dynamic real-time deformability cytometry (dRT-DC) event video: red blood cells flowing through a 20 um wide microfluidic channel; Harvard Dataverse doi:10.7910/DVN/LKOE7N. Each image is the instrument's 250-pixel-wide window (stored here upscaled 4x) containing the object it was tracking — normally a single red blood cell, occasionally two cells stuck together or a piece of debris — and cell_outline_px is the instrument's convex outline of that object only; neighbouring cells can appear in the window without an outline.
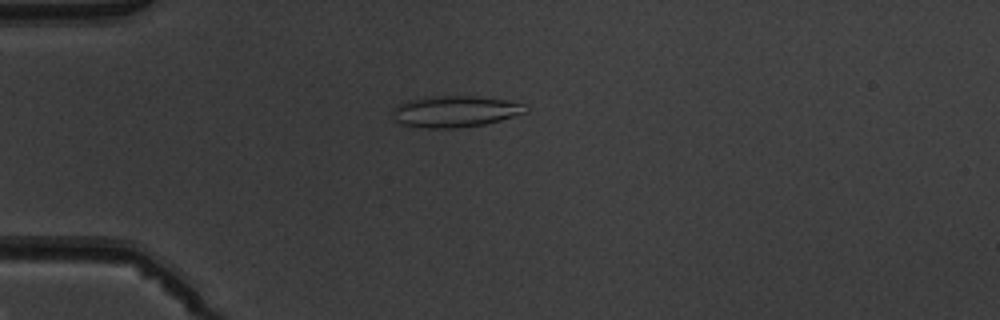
{"species": "common noctule bat (a hibernating species)", "species_latin": "Nyctalus noctula", "temperature_condition": "warm", "stored_images_in_passage": 7, "camera_frame_rate_fps": 3000, "um_per_image_px": 0.085, "animal": {"sex": "male", "body_mass_g": 19.5, "forearm_length_mm": 54.6}, "frame": {"image": 1, "passage_image": 4, "time_ms": 3.667, "image_size_px": [1000, 320], "cell_outline_px": [[528, 112], [500, 120], [484, 124], [456, 128], [424, 128], [400, 124], [392, 116], [392, 108], [396, 104], [408, 100], [436, 96], [472, 96], [504, 100], [524, 104], [528, 108]], "centroid_in_image_um": [38.64, 9.48], "position_along_channel_um": 46.4, "area_um2": 24.28}}
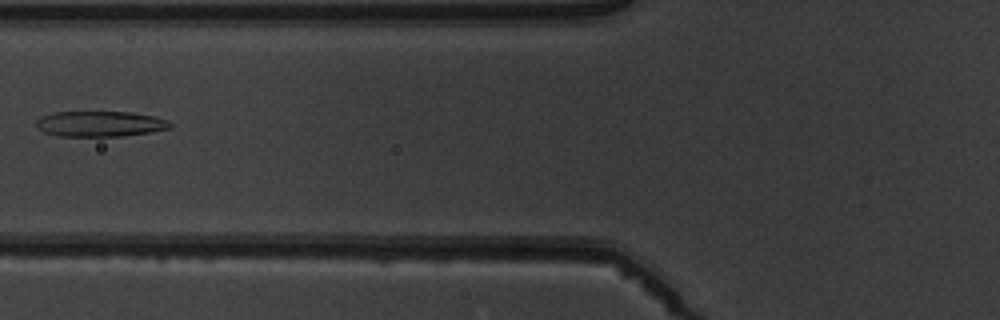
{"frame": {"image": 2, "passage_image": 6, "time_ms": 6.0, "image_size_px": [1000, 320], "cell_outline_px": [[172, 128], [148, 132], [120, 136], [60, 136], [44, 132], [36, 128], [36, 120], [40, 116], [52, 112], [132, 112], [156, 116], [168, 120], [172, 124]], "centroid_in_image_um": [8.49, 10.52], "position_along_channel_um": 117.3, "area_um2": 20.06}}
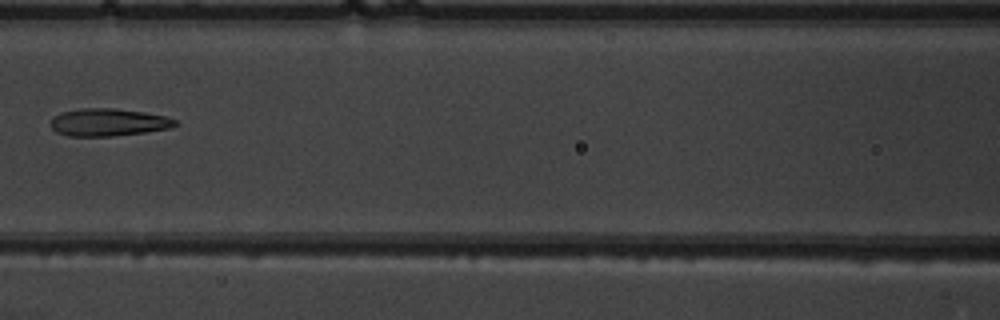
{"frame": {"image": 3, "passage_image": 7, "time_ms": 7.0, "image_size_px": [1000, 320], "cell_outline_px": [[180, 124], [172, 128], [144, 132], [112, 136], [68, 136], [56, 132], [48, 124], [52, 116], [60, 112], [80, 108], [116, 108], [144, 112], [164, 116], [176, 120]], "centroid_in_image_um": [9.17, 10.39], "position_along_channel_um": 157.4, "area_um2": 20.29}}